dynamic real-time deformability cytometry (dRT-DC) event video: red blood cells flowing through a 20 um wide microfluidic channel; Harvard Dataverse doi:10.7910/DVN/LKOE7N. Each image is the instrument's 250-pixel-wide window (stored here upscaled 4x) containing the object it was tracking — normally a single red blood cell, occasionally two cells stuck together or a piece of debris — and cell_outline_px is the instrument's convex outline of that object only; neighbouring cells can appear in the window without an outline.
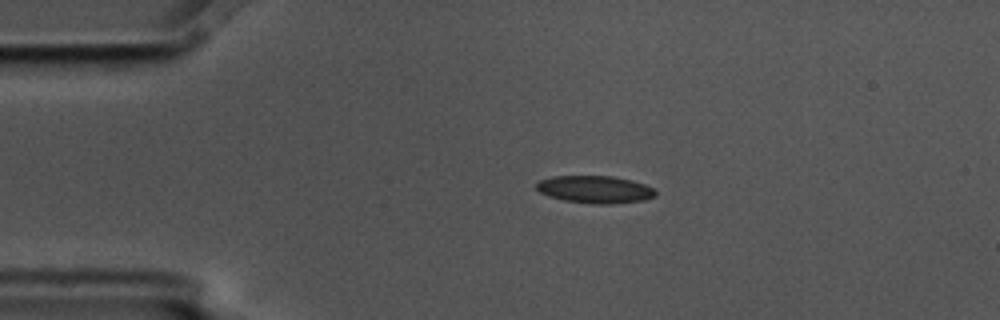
{"species": "common noctule bat (a hibernating species)", "species_latin": "Nyctalus noctula", "temperature_condition": "cold", "stored_images_in_passage": 12, "camera_frame_rate_fps": 3000, "um_per_image_px": 0.085, "animal": {"sex": "male", "body_mass_g": 17.5, "forearm_length_mm": 52.3}, "frame": {"image": 1, "passage_image": 1, "time_ms": 0.0, "image_size_px": [1000, 320], "cell_outline_px": [[656, 196], [644, 200], [612, 204], [592, 204], [564, 200], [548, 196], [540, 192], [536, 188], [536, 184], [540, 180], [552, 176], [612, 176], [632, 180], [644, 184], [652, 188], [656, 192]], "centroid_in_image_um": [50.57, 16.1], "position_along_channel_um": 34.4, "area_um2": 19.07}}
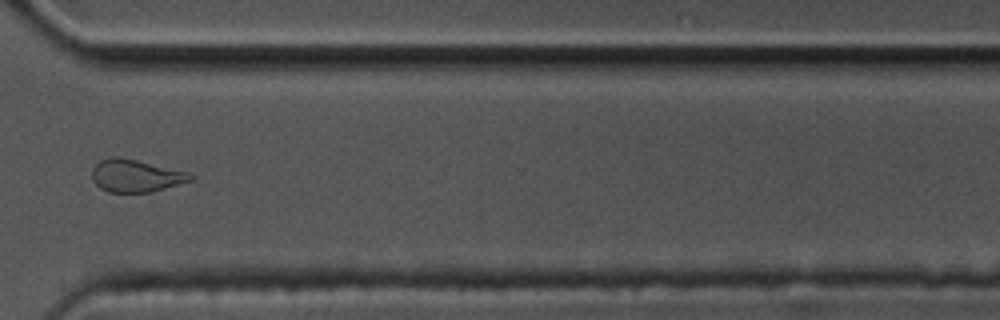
{"frame": {"image": 2, "passage_image": 9, "time_ms": 2.667, "image_size_px": [1000, 320], "cell_outline_px": [[196, 176], [192, 180], [152, 192], [108, 192], [100, 188], [92, 180], [92, 168], [100, 160], [112, 156], [120, 156], [188, 172]], "centroid_in_image_um": [11.52, 14.93], "position_along_channel_um": 359.1, "area_um2": 18.73}}
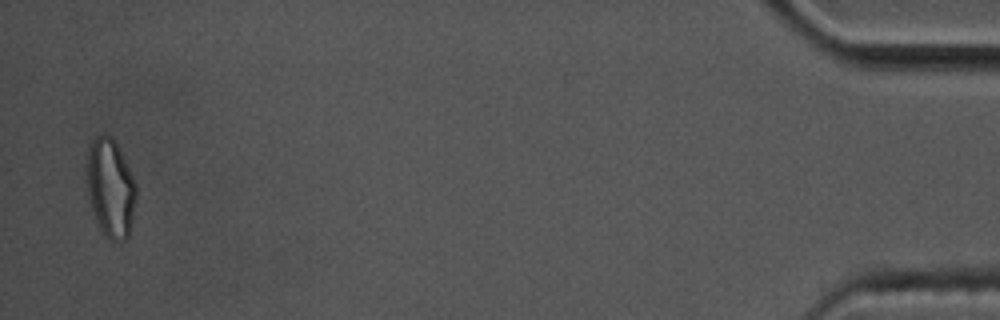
{"frame": {"image": 3, "passage_image": 12, "time_ms": 3.667, "image_size_px": [1000, 320], "cell_outline_px": [[136, 196], [128, 236], [120, 244], [108, 240], [104, 236], [96, 220], [88, 196], [88, 148], [92, 140], [96, 136], [112, 136], [136, 184]], "centroid_in_image_um": [9.39, 16.05], "position_along_channel_um": 425.8, "area_um2": 27.8}}